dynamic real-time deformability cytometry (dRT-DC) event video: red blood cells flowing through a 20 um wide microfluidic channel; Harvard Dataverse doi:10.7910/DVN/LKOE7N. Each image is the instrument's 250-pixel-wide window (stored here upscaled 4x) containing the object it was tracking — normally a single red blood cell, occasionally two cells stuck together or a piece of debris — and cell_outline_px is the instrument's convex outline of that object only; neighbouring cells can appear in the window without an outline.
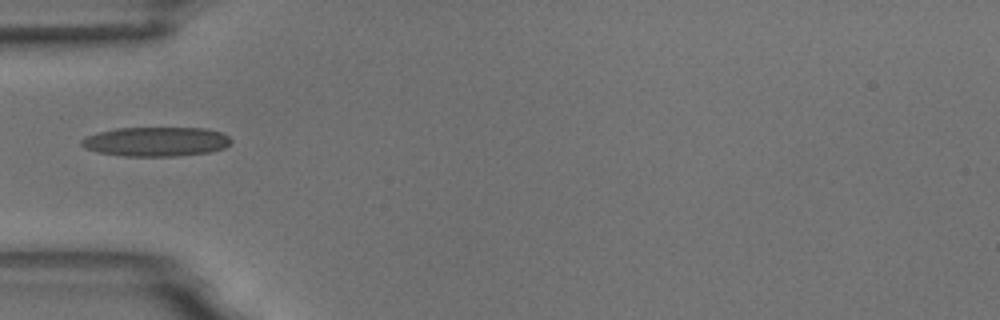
{"species": "common noctule bat (a hibernating species)", "species_latin": "Nyctalus noctula", "temperature_condition": "room temperature", "stored_images_in_passage": 4, "camera_frame_rate_fps": 3000, "um_per_image_px": 0.085, "animal": {"sex": "male", "body_mass_g": 18.8}, "frame": {"image": 1, "passage_image": 1, "time_ms": 0.0, "image_size_px": [1000, 320], "cell_outline_px": [[232, 140], [224, 148], [212, 152], [176, 156], [124, 156], [100, 152], [84, 148], [80, 144], [80, 140], [88, 136], [100, 132], [116, 128], [204, 128], [220, 132], [228, 136]], "centroid_in_image_um": [13.28, 12.04], "position_along_channel_um": 71.7, "area_um2": 25.49}}